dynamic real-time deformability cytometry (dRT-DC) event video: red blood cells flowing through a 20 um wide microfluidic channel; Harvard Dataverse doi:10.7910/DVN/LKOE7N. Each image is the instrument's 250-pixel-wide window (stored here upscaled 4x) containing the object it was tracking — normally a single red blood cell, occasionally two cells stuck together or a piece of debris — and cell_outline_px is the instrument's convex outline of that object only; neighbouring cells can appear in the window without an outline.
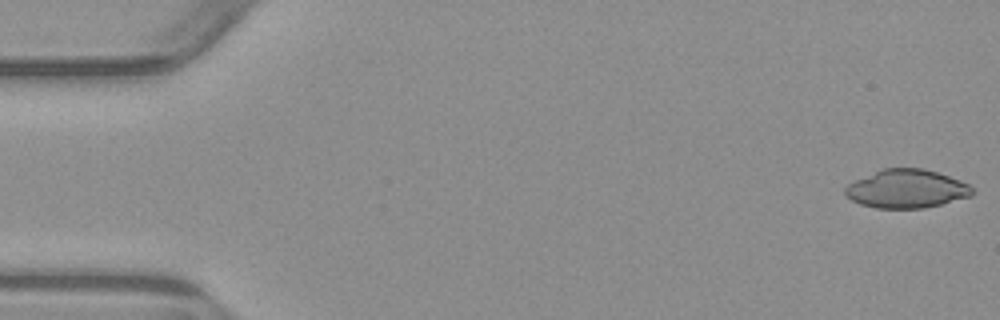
{"species": "common noctule bat (a hibernating species)", "species_latin": "Nyctalus noctula", "temperature_condition": "warm", "stored_images_in_passage": 4, "camera_frame_rate_fps": 3000, "um_per_image_px": 0.085, "animal": {"sex": "male", "body_mass_g": 23.1, "forearm_length_mm": 52.7}, "frame": {"image": 1, "passage_image": 1, "time_ms": 0.0, "image_size_px": [1000, 320], "cell_outline_px": [[972, 196], [924, 208], [876, 208], [860, 204], [852, 200], [844, 192], [844, 188], [848, 184], [856, 180], [884, 168], [924, 168], [960, 180], [968, 184], [972, 188]], "centroid_in_image_um": [77.06, 16.05], "position_along_channel_um": 7.9, "area_um2": 28.21}}